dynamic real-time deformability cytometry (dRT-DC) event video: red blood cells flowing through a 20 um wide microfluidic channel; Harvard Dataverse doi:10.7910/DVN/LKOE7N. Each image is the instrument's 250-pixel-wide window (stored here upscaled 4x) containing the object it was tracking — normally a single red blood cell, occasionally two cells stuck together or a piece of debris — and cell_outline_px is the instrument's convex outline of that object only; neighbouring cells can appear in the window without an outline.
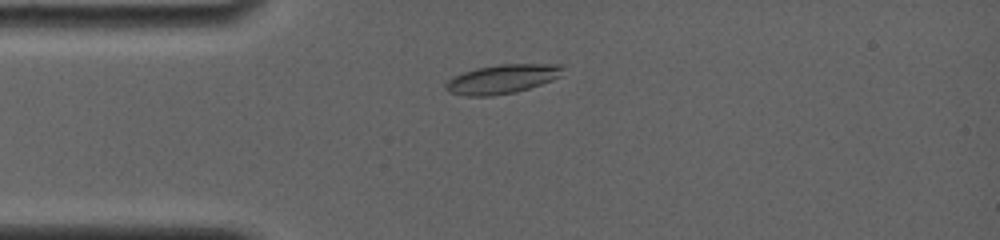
{"species": "common noctule bat (a hibernating species)", "species_latin": "Nyctalus noctula", "temperature_condition": "room temperature", "stored_images_in_passage": 4, "camera_frame_rate_fps": 4000, "um_per_image_px": 0.085, "animal": {"sex": "female", "body_mass_g": 19.0, "forearm_length_mm": 56.7}, "frame": {"image": 1, "passage_image": 3, "time_ms": 1.75, "image_size_px": [1000, 240], "cell_outline_px": [[564, 68], [560, 76], [552, 80], [516, 92], [492, 96], [468, 96], [452, 92], [444, 88], [444, 84], [452, 76], [476, 68], [500, 64], [560, 64]], "centroid_in_image_um": [42.67, 6.71], "position_along_channel_um": 42.3, "area_um2": 19.77}}